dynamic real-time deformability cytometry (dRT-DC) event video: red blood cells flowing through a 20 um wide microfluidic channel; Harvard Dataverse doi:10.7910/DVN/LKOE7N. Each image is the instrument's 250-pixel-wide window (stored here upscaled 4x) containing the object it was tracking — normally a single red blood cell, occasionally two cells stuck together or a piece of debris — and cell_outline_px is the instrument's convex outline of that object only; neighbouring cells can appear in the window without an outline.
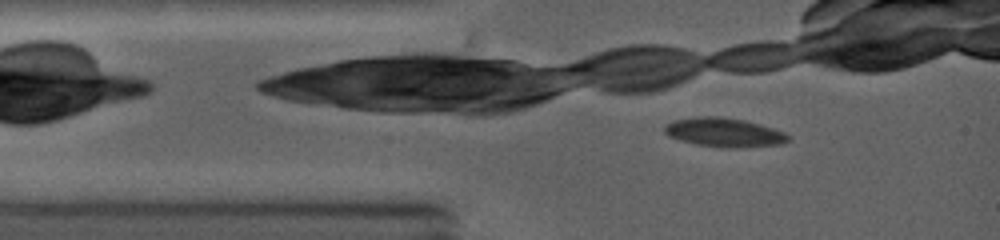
{"species": "common noctule bat (a hibernating species)", "species_latin": "Nyctalus noctula", "temperature_condition": "warm", "stored_images_in_passage": 11, "camera_frame_rate_fps": 5000, "um_per_image_px": 0.085, "animal": {"sex": "female", "body_mass_g": 19.0, "forearm_length_mm": 53.3}, "frame": {"image": 1, "passage_image": 2, "time_ms": 0.6, "image_size_px": [1000, 240], "cell_outline_px": [[788, 140], [780, 144], [736, 148], [720, 148], [696, 144], [680, 140], [668, 136], [664, 132], [664, 124], [672, 120], [696, 116], [720, 116], [744, 120], [760, 124], [784, 132], [788, 136]], "centroid_in_image_um": [61.48, 11.25], "position_along_channel_um": 23.5, "area_um2": 21.04}}